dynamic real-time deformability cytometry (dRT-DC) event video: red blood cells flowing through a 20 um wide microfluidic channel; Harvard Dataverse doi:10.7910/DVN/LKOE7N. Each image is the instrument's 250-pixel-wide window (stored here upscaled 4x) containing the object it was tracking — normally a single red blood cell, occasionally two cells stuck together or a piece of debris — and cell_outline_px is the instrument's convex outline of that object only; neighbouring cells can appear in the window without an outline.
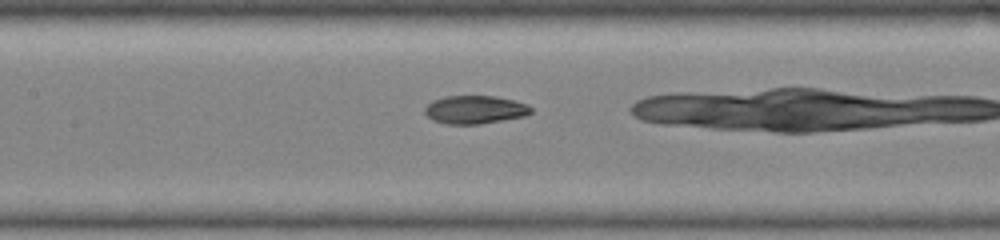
{"species": "common noctule bat (a hibernating species)", "species_latin": "Nyctalus noctula", "temperature_condition": "warm", "stored_images_in_passage": 26, "camera_frame_rate_fps": 3000, "um_per_image_px": 0.085, "animal": {"sex": "female", "body_mass_g": 19.0, "forearm_length_mm": 51.5}, "frame": {"image": 1, "passage_image": 14, "time_ms": 4.333, "image_size_px": [1000, 240], "cell_outline_px": [[532, 112], [524, 116], [480, 124], [448, 124], [432, 120], [424, 112], [424, 108], [432, 100], [444, 96], [496, 96], [516, 100], [528, 104], [532, 108]], "centroid_in_image_um": [40.38, 9.31], "position_along_channel_um": 167.0, "area_um2": 17.57}}
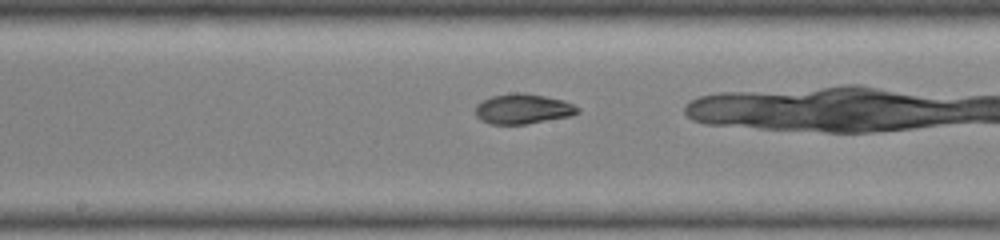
{"frame": {"image": 2, "passage_image": 16, "time_ms": 5.0, "image_size_px": [1000, 240], "cell_outline_px": [[580, 112], [572, 116], [528, 124], [488, 124], [480, 120], [476, 116], [476, 104], [492, 96], [516, 92], [524, 92], [564, 100], [580, 108]], "centroid_in_image_um": [44.47, 9.26], "position_along_channel_um": 203.7, "area_um2": 18.09}}